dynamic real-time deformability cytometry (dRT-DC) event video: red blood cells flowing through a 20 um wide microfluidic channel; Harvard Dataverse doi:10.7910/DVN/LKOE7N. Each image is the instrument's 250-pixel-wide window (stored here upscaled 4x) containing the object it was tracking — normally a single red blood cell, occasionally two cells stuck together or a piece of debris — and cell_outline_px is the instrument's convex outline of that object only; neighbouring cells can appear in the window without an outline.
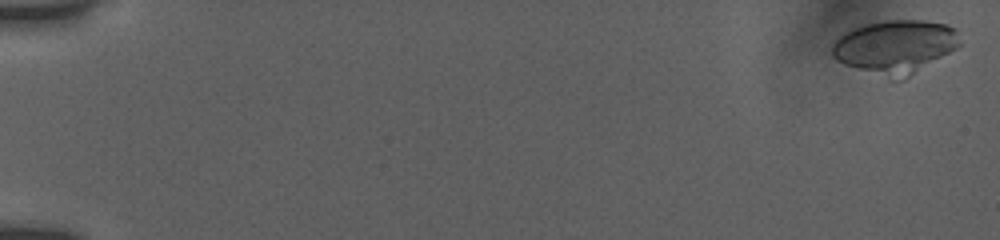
{"species": "human", "species_latin": "Homo sapiens", "temperature_condition": "room temperature", "stored_images_in_passage": 36, "camera_frame_rate_fps": 3000, "um_per_image_px": 0.085, "donor": {"sex": "female"}, "frame": {"image": 1, "passage_image": 1, "time_ms": 0.0, "image_size_px": [1000, 240], "cell_outline_px": [[960, 44], [956, 48], [904, 80], [888, 80], [844, 64], [836, 60], [832, 56], [832, 44], [848, 28], [864, 24], [888, 20], [924, 20], [948, 24], [956, 28]], "centroid_in_image_um": [76.06, 3.98], "position_along_channel_um": 8.9, "area_um2": 40.23}}
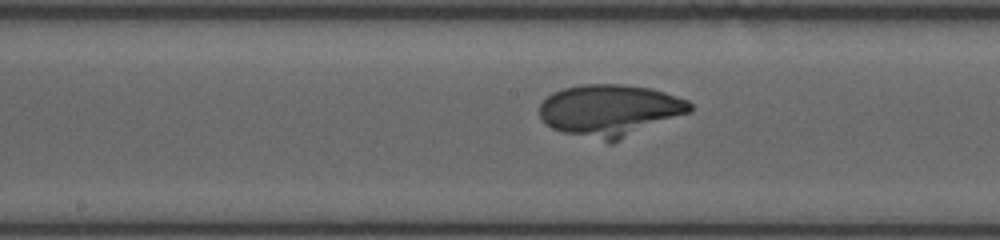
{"frame": {"image": 2, "passage_image": 18, "time_ms": 9.667, "image_size_px": [1000, 240], "cell_outline_px": [[692, 112], [612, 144], [608, 144], [564, 132], [552, 128], [544, 124], [540, 120], [540, 104], [552, 92], [564, 88], [584, 84], [624, 84], [652, 88], [688, 100], [692, 104]], "centroid_in_image_um": [51.87, 9.41], "position_along_channel_um": 196.3, "area_um2": 46.3}}
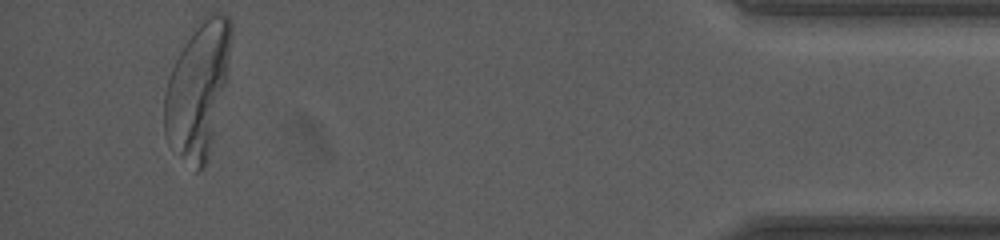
{"frame": {"image": 3, "passage_image": 36, "time_ms": 17.0, "image_size_px": [1000, 240], "cell_outline_px": [[232, 40], [224, 84], [212, 140], [208, 156], [204, 164], [196, 172], [168, 144], [164, 136], [164, 92], [168, 76], [196, 20], [208, 12], [224, 12], [232, 20]], "centroid_in_image_um": [16.79, 7.51], "position_along_channel_um": 418.4, "area_um2": 52.08}}